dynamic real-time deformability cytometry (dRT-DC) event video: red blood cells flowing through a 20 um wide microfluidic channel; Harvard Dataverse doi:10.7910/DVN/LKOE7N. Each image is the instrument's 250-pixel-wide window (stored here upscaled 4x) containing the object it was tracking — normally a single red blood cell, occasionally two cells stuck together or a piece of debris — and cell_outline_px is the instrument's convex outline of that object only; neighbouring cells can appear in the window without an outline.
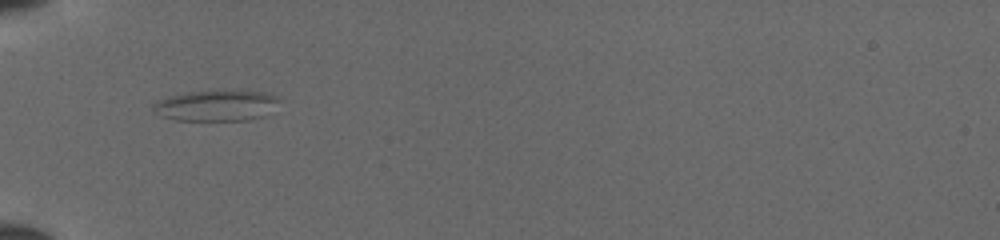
{"species": "common noctule bat (a hibernating species)", "species_latin": "Nyctalus noctula", "temperature_condition": "cold", "stored_images_in_passage": 33, "camera_frame_rate_fps": 3000, "um_per_image_px": 0.085, "animal": {"sex": "female", "body_mass_g": 19.5, "forearm_length_mm": 54.1}, "frame": {"image": 1, "passage_image": 1, "time_ms": 0.0, "image_size_px": [1000, 240], "cell_outline_px": [[280, 100], [264, 116], [248, 120], [176, 120], [160, 116], [152, 112], [152, 104], [156, 100], [188, 92], [260, 92], [276, 96]], "centroid_in_image_um": [18.29, 9.0], "position_along_channel_um": 66.7, "area_um2": 22.08}}
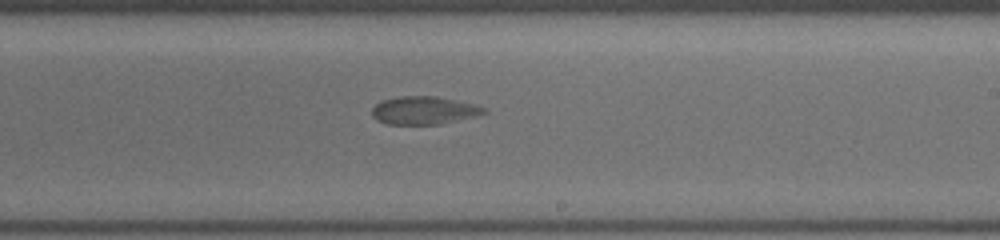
{"frame": {"image": 2, "passage_image": 15, "time_ms": 4.667, "image_size_px": [1000, 240], "cell_outline_px": [[488, 112], [476, 116], [440, 124], [388, 124], [376, 120], [372, 116], [372, 108], [376, 104], [384, 100], [400, 96], [436, 96], [476, 104], [488, 108]], "centroid_in_image_um": [36.07, 9.38], "position_along_channel_um": 252.9, "area_um2": 18.32}}
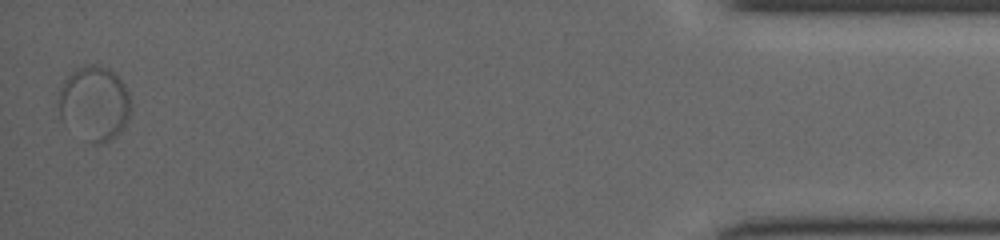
{"frame": {"image": 3, "passage_image": 33, "time_ms": 10.667, "image_size_px": [1000, 240], "cell_outline_px": [[128, 116], [124, 124], [108, 140], [100, 144], [92, 144], [64, 124], [60, 120], [60, 88], [64, 80], [72, 72], [84, 64], [96, 64], [120, 76], [128, 92]], "centroid_in_image_um": [7.98, 8.76], "position_along_channel_um": 427.2, "area_um2": 30.63}}